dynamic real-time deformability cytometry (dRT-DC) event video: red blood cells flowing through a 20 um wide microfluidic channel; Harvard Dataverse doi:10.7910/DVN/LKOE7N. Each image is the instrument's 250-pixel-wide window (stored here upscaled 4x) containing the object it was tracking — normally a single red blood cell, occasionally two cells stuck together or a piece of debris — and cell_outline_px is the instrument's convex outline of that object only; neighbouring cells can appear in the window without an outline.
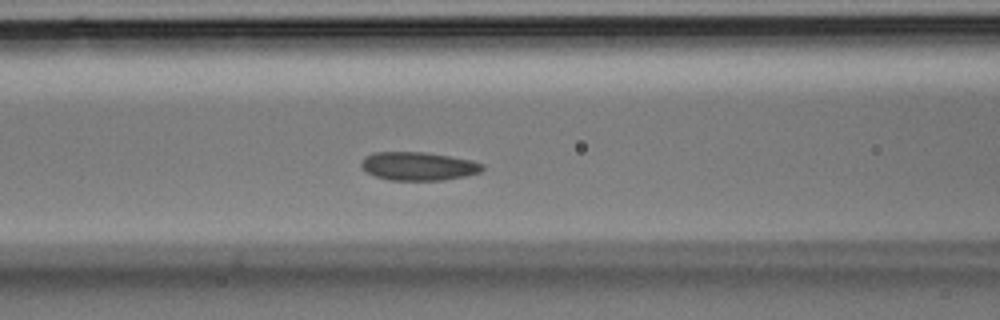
{"species": "Egyptian fruit bat (a non-hibernating species)", "species_latin": "Rousettus aegyptiacus", "temperature_condition": "room temperature", "stored_images_in_passage": 35, "camera_frame_rate_fps": 3000, "um_per_image_px": 0.085, "animal": {"sex": "male"}, "frame": {"image": 1, "passage_image": 14, "time_ms": 4.333, "image_size_px": [1000, 320], "cell_outline_px": [[484, 168], [480, 172], [464, 176], [444, 180], [388, 180], [376, 176], [368, 172], [360, 164], [364, 156], [376, 152], [424, 152], [472, 160], [484, 164]], "centroid_in_image_um": [35.57, 14.12], "position_along_channel_um": 131.0, "area_um2": 19.94}}
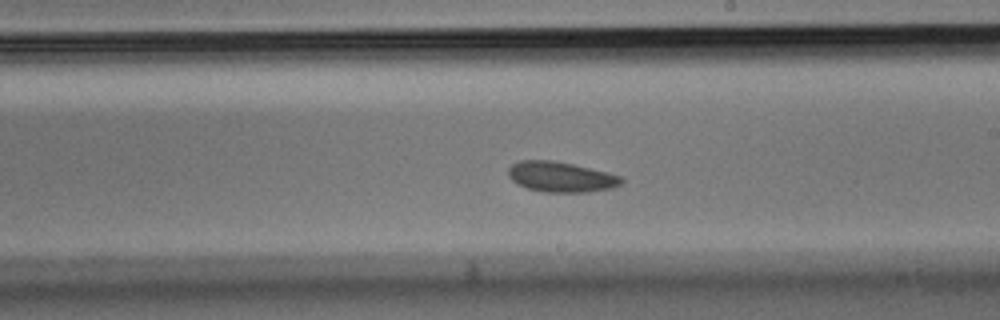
{"frame": {"image": 2, "passage_image": 20, "time_ms": 6.333, "image_size_px": [1000, 320], "cell_outline_px": [[624, 180], [620, 184], [612, 188], [588, 192], [544, 192], [528, 188], [516, 184], [508, 176], [508, 168], [512, 164], [520, 160], [552, 160], [572, 164], [608, 172], [620, 176]], "centroid_in_image_um": [47.66, 15.03], "position_along_channel_um": 241.3, "area_um2": 20.0}}
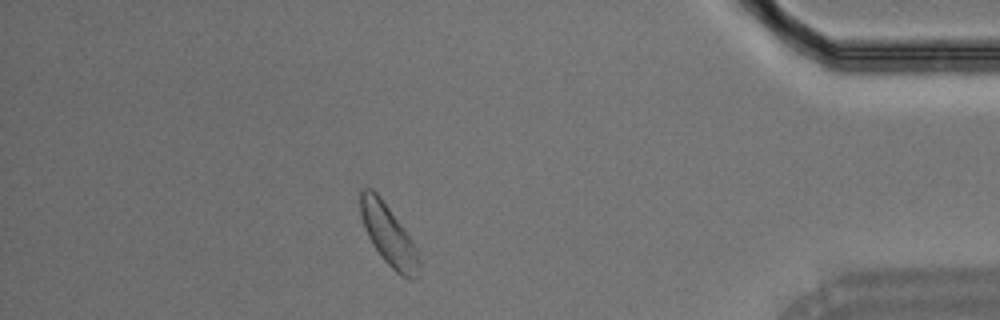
{"frame": {"image": 3, "passage_image": 31, "time_ms": 10.0, "image_size_px": [1000, 320], "cell_outline_px": [[420, 268], [412, 280], [408, 280], [400, 276], [380, 256], [372, 244], [368, 236], [360, 216], [360, 192], [364, 188], [372, 188], [380, 196], [412, 240], [416, 248], [420, 264]], "centroid_in_image_um": [33.01, 19.99], "position_along_channel_um": 402.2, "area_um2": 20.58}}